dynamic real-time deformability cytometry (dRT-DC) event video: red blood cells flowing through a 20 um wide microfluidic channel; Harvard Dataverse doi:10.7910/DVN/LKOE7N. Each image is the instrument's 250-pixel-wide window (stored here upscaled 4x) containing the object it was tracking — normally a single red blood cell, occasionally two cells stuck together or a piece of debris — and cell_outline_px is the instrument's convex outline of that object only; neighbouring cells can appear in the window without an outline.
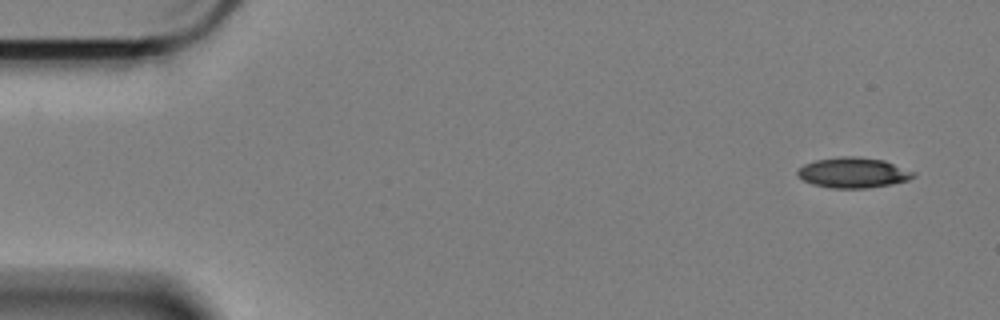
{"species": "Egyptian fruit bat (a non-hibernating species)", "species_latin": "Rousettus aegyptiacus", "temperature_condition": "cold", "stored_images_in_passage": 57, "segment_of_instrument_passage": [1, 2], "camera_frame_rate_fps": 3000, "um_per_image_px": 0.085, "animal": {"sex": "female"}, "frame": {"image": 1, "passage_image": 1, "time_ms": 0.0, "image_size_px": [1000, 320], "cell_outline_px": [[916, 176], [908, 180], [888, 184], [864, 188], [832, 188], [812, 184], [804, 180], [796, 172], [804, 164], [816, 160], [840, 156], [860, 156], [884, 160], [916, 172]], "centroid_in_image_um": [72.54, 14.66], "position_along_channel_um": 12.5, "area_um2": 20.4}}
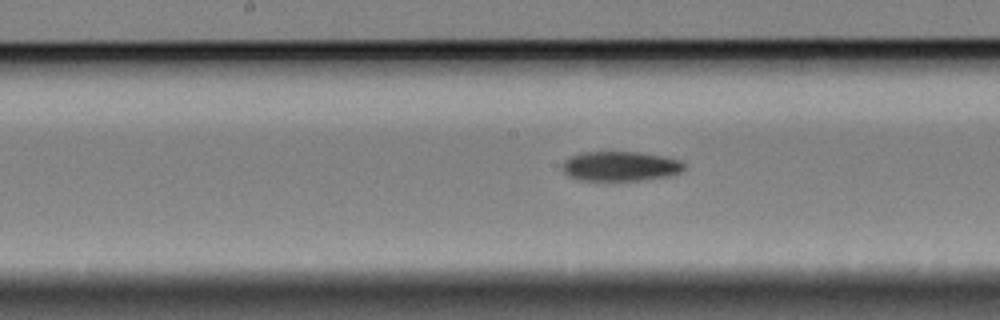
{"frame": {"image": 2, "passage_image": 27, "time_ms": 8.667, "image_size_px": [1000, 320], "cell_outline_px": [[684, 168], [680, 172], [668, 176], [648, 180], [576, 180], [568, 176], [564, 172], [564, 164], [572, 156], [580, 152], [636, 152], [664, 156], [680, 160], [684, 164]], "centroid_in_image_um": [52.76, 14.13], "position_along_channel_um": 195.4, "area_um2": 20.92}}
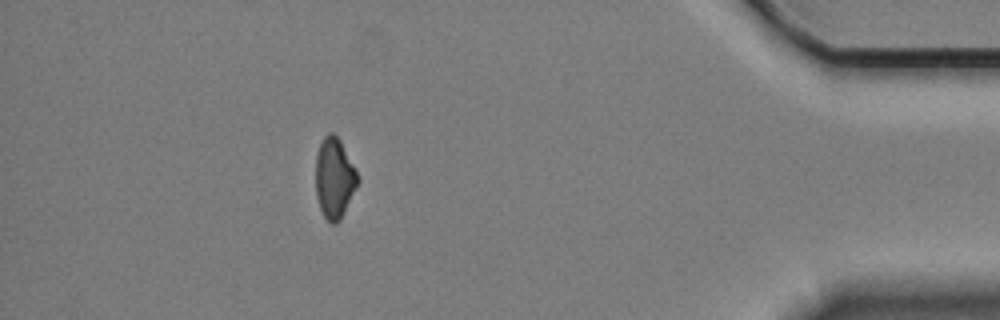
{"frame": {"image": 3, "passage_image": 50, "time_ms": 16.333, "image_size_px": [1000, 320], "cell_outline_px": [[360, 180], [340, 220], [336, 224], [332, 224], [324, 216], [320, 208], [316, 196], [316, 156], [320, 144], [324, 136], [328, 132], [332, 132], [340, 140], [356, 168], [360, 176]], "centroid_in_image_um": [28.44, 15.13], "position_along_channel_um": 406.8, "area_um2": 19.77}}